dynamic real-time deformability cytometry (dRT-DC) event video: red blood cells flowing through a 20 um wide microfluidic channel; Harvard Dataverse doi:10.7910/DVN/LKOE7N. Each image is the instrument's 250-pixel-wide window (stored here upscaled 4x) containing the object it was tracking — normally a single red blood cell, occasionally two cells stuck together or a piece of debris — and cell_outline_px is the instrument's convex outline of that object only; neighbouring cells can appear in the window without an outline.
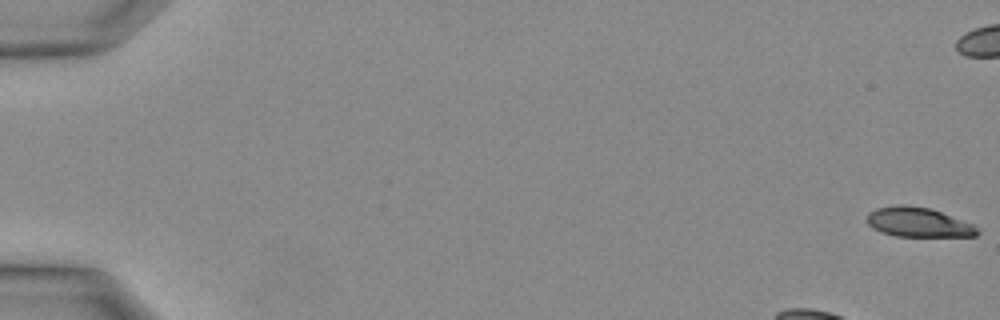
{"species": "Egyptian fruit bat (a non-hibernating species)", "species_latin": "Rousettus aegyptiacus", "temperature_condition": "warm", "stored_images_in_passage": 33, "camera_frame_rate_fps": 3000, "um_per_image_px": 0.085, "animal": {"sex": "female"}, "frame": {"image": 1, "passage_image": 1, "time_ms": 0.0, "image_size_px": [1000, 320], "cell_outline_px": [[980, 232], [976, 236], [896, 236], [880, 232], [872, 228], [864, 220], [868, 212], [876, 208], [900, 204], [908, 204], [928, 208], [940, 212], [972, 224]], "centroid_in_image_um": [77.97, 18.89], "position_along_channel_um": 7.0, "area_um2": 19.02}}